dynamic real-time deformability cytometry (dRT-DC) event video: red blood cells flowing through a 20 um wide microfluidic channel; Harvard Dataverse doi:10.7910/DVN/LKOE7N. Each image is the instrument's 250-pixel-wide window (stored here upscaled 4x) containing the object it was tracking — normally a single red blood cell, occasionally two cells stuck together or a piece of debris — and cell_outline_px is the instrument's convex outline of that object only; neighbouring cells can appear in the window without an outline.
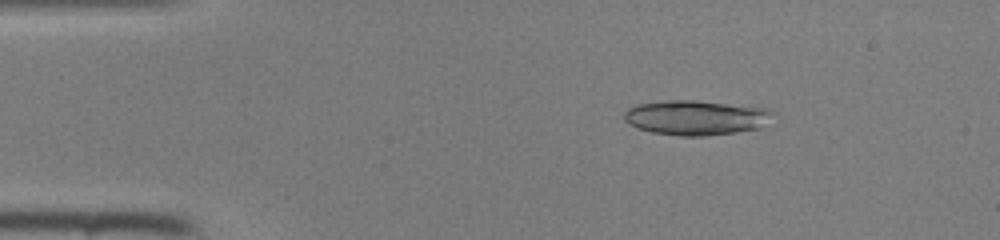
{"species": "common noctule bat (a hibernating species)", "species_latin": "Nyctalus noctula", "temperature_condition": "room temperature", "stored_images_in_passage": 45, "camera_frame_rate_fps": 3000, "um_per_image_px": 0.085, "animal": {"sex": "female", "body_mass_g": 22.0, "forearm_length_mm": 56.7}, "frame": {"image": 1, "passage_image": 7, "time_ms": 2.0, "image_size_px": [1000, 240], "cell_outline_px": [[772, 112], [760, 128], [736, 132], [708, 136], [680, 136], [652, 132], [636, 128], [628, 124], [624, 120], [624, 112], [628, 108], [636, 104], [668, 100], [696, 100], [764, 108]], "centroid_in_image_um": [59.05, 10.0], "position_along_channel_um": 25.9, "area_um2": 29.94}}